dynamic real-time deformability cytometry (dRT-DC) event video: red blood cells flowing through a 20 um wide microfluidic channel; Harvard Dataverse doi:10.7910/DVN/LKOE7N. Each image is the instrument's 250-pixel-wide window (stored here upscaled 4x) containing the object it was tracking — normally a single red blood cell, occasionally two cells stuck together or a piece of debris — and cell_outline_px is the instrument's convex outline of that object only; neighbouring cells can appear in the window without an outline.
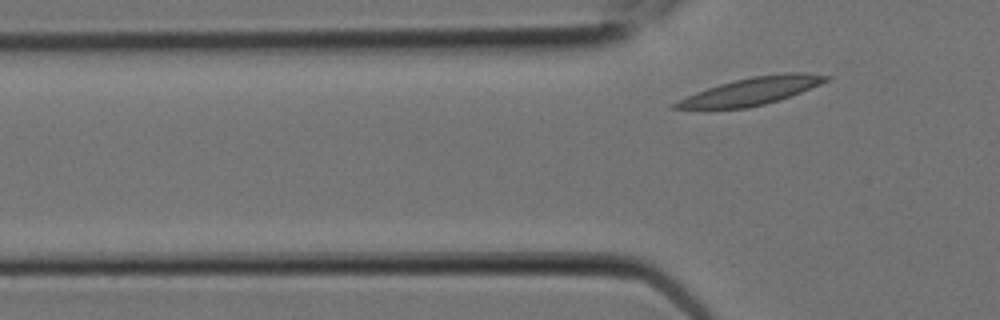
{"species": "Egyptian fruit bat (a non-hibernating species)", "species_latin": "Rousettus aegyptiacus", "temperature_condition": "room temperature", "stored_images_in_passage": 5, "segment_of_instrument_passage": [2, 2], "camera_frame_rate_fps": 3000, "um_per_image_px": 0.085, "animal": {"sex": "female"}, "frame": {"image": 1, "passage_image": 5, "time_ms": 1.333, "image_size_px": [1000, 320], "cell_outline_px": [[832, 76], [828, 80], [820, 84], [800, 92], [764, 104], [748, 108], [672, 108], [672, 104], [696, 92], [720, 84], [752, 76], [784, 72], [804, 72]], "centroid_in_image_um": [63.93, 7.72], "position_along_channel_um": 61.9, "area_um2": 23.52}}